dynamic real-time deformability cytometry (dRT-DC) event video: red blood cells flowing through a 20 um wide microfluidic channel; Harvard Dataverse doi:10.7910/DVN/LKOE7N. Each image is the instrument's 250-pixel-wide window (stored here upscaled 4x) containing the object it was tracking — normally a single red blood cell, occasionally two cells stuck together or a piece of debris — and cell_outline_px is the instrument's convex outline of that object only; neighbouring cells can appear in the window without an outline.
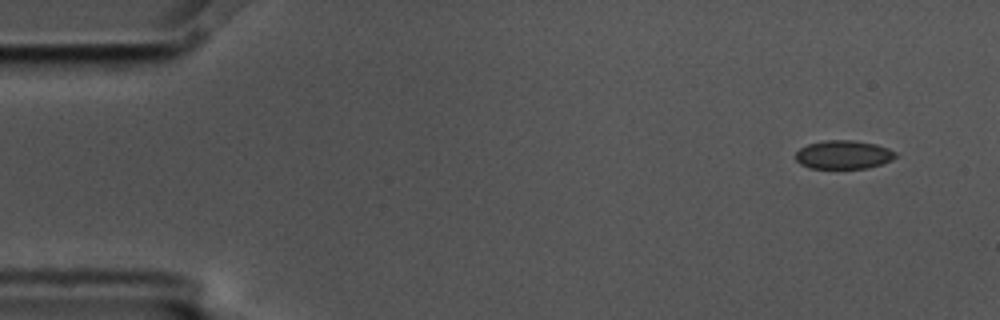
{"species": "common noctule bat (a hibernating species)", "species_latin": "Nyctalus noctula", "temperature_condition": "cold", "stored_images_in_passage": 5, "camera_frame_rate_fps": 3000, "um_per_image_px": 0.085, "animal": {"sex": "male", "body_mass_g": 17.5, "forearm_length_mm": 52.3}, "frame": {"image": 1, "passage_image": 1, "time_ms": 0.0, "image_size_px": [1000, 320], "cell_outline_px": [[900, 156], [892, 160], [868, 168], [808, 168], [800, 164], [796, 160], [796, 152], [800, 148], [808, 144], [824, 140], [852, 140], [876, 144], [888, 148], [896, 152]], "centroid_in_image_um": [71.72, 13.15], "position_along_channel_um": 13.3, "area_um2": 16.76}}
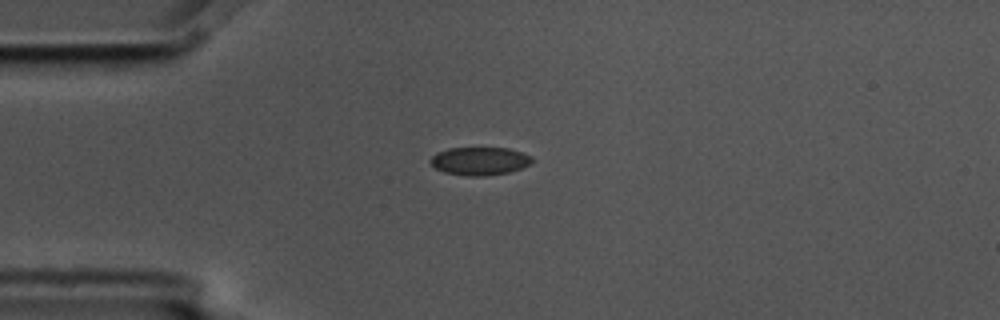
{"frame": {"image": 2, "passage_image": 4, "time_ms": 1.0, "image_size_px": [1000, 320], "cell_outline_px": [[532, 160], [528, 164], [520, 168], [508, 172], [484, 176], [468, 176], [444, 172], [436, 168], [428, 160], [436, 152], [448, 148], [508, 148], [532, 156]], "centroid_in_image_um": [40.72, 13.68], "position_along_channel_um": 44.3, "area_um2": 16.47}}